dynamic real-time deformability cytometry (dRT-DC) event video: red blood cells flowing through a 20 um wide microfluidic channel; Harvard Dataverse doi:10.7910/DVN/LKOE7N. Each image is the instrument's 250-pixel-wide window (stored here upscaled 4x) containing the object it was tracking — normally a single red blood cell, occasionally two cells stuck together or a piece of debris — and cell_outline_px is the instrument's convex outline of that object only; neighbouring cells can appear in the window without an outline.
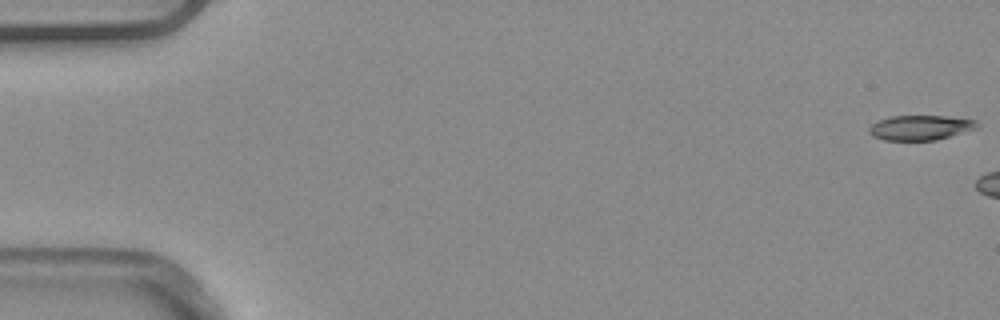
{"species": "common noctule bat (a hibernating species)", "species_latin": "Nyctalus noctula", "temperature_condition": "warm", "stored_images_in_passage": 3, "camera_frame_rate_fps": 3000, "um_per_image_px": 0.085, "animal": {"sex": "male", "body_mass_g": 20.4}, "frame": {"image": 1, "passage_image": 1, "time_ms": 0.0, "image_size_px": [1000, 320], "cell_outline_px": [[980, 128], [936, 140], [884, 140], [872, 136], [868, 132], [868, 128], [872, 124], [880, 120], [892, 116], [944, 116], [976, 120], [980, 124]], "centroid_in_image_um": [78.27, 10.85], "position_along_channel_um": 6.7, "area_um2": 15.72}}